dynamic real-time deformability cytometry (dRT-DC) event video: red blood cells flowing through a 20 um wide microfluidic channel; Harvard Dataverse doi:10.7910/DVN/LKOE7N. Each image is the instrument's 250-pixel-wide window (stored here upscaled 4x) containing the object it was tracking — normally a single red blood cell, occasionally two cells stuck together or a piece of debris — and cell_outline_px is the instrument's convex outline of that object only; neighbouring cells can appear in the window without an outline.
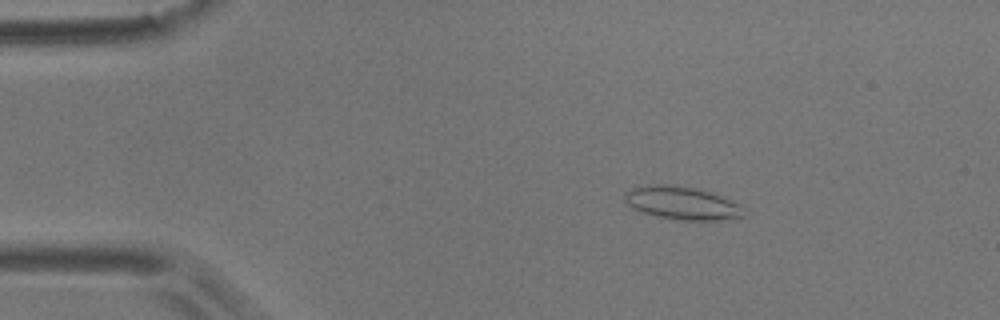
{"species": "common noctule bat (a hibernating species)", "species_latin": "Nyctalus noctula", "temperature_condition": "room temperature", "stored_images_in_passage": 4, "camera_frame_rate_fps": 3000, "um_per_image_px": 0.085, "animal": {"sex": "male", "body_mass_g": 17.9}, "frame": {"image": 1, "passage_image": 2, "time_ms": 1.333, "image_size_px": [1000, 320], "cell_outline_px": [[744, 216], [720, 220], [680, 220], [656, 216], [640, 212], [632, 208], [624, 200], [624, 192], [632, 188], [652, 184], [668, 184], [692, 188], [724, 196], [740, 204]], "centroid_in_image_um": [57.93, 17.26], "position_along_channel_um": 27.1, "area_um2": 22.89}}